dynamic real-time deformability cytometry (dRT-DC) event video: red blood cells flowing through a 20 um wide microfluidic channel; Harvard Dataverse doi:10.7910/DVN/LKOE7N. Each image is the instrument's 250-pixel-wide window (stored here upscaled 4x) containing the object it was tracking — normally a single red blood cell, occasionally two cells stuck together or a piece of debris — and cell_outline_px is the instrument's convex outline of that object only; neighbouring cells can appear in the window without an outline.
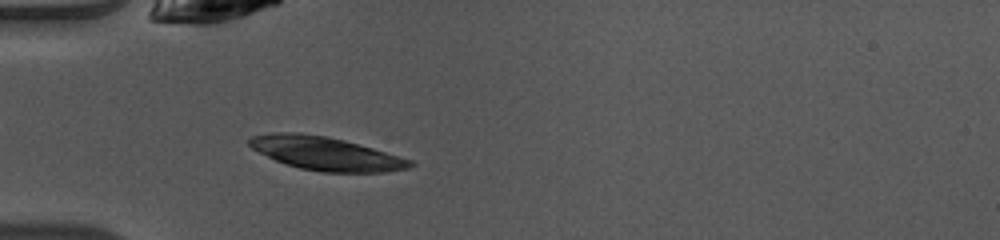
{"species": "common noctule bat (a hibernating species)", "species_latin": "Nyctalus noctula", "temperature_condition": "warm", "stored_images_in_passage": 36, "camera_frame_rate_fps": 3000, "um_per_image_px": 0.085, "animal": {"sex": "female", "body_mass_g": 10.0, "forearm_length_mm": 53.1}, "frame": {"image": 1, "passage_image": 4, "time_ms": 1.0, "image_size_px": [1000, 240], "cell_outline_px": [[416, 164], [408, 168], [384, 172], [324, 172], [300, 168], [276, 160], [252, 148], [248, 144], [248, 140], [252, 136], [272, 132], [300, 132], [328, 136], [344, 140], [372, 148], [412, 160]], "centroid_in_image_um": [27.69, 13.03], "position_along_channel_um": 57.3, "area_um2": 31.04}}
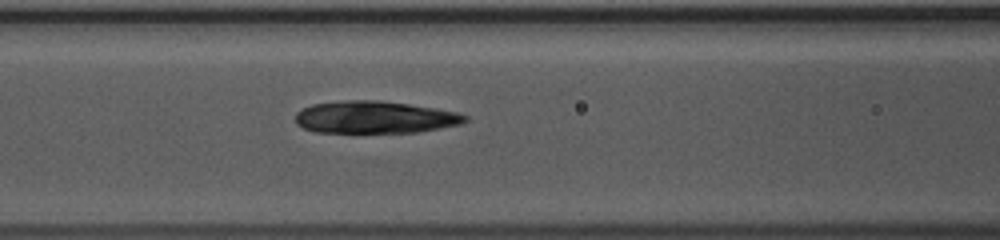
{"frame": {"image": 2, "passage_image": 10, "time_ms": 3.0, "image_size_px": [1000, 240], "cell_outline_px": [[468, 120], [460, 124], [416, 132], [316, 132], [304, 128], [296, 124], [296, 112], [312, 104], [348, 100], [380, 100], [408, 104], [456, 112], [468, 116]], "centroid_in_image_um": [31.83, 9.96], "position_along_channel_um": 134.8, "area_um2": 31.56}}
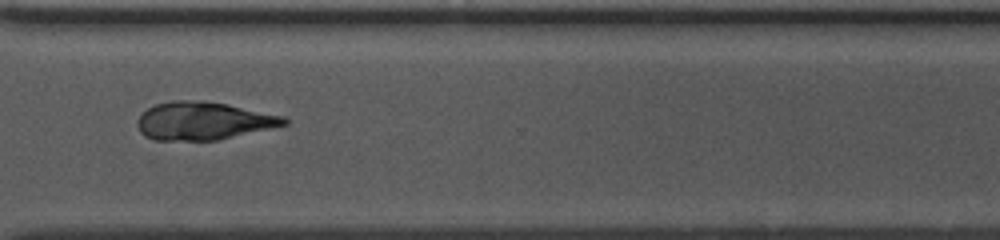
{"frame": {"image": 3, "passage_image": 26, "time_ms": 8.333, "image_size_px": [1000, 240], "cell_outline_px": [[288, 124], [216, 140], [152, 140], [144, 136], [140, 132], [136, 124], [136, 120], [148, 108], [156, 104], [172, 100], [192, 100], [228, 104], [284, 116], [288, 120]], "centroid_in_image_um": [17.25, 10.27], "position_along_channel_um": 353.4, "area_um2": 32.25}}